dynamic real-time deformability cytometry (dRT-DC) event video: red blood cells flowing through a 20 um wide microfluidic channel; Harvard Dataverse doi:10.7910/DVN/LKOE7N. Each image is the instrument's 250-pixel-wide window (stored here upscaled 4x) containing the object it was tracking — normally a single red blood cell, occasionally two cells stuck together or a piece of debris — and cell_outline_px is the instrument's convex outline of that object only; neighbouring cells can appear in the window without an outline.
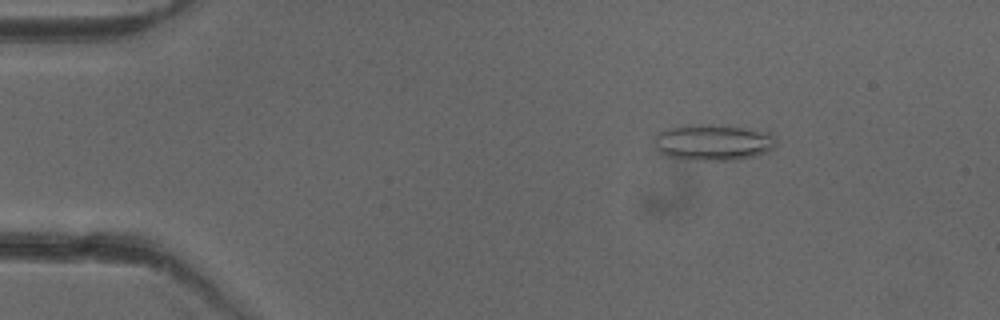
{"species": "common noctule bat (a hibernating species)", "species_latin": "Nyctalus noctula", "temperature_condition": "cold", "stored_images_in_passage": 52, "camera_frame_rate_fps": 3000, "um_per_image_px": 0.085, "animal": {"sex": "female"}, "frame": {"image": 1, "passage_image": 8, "time_ms": 2.333, "image_size_px": [1000, 320], "cell_outline_px": [[776, 144], [768, 152], [756, 156], [736, 160], [696, 160], [668, 156], [660, 152], [652, 140], [656, 132], [668, 128], [700, 124], [712, 124], [744, 128], [768, 132], [776, 140]], "centroid_in_image_um": [60.6, 12.1], "position_along_channel_um": 24.4, "area_um2": 25.66}}
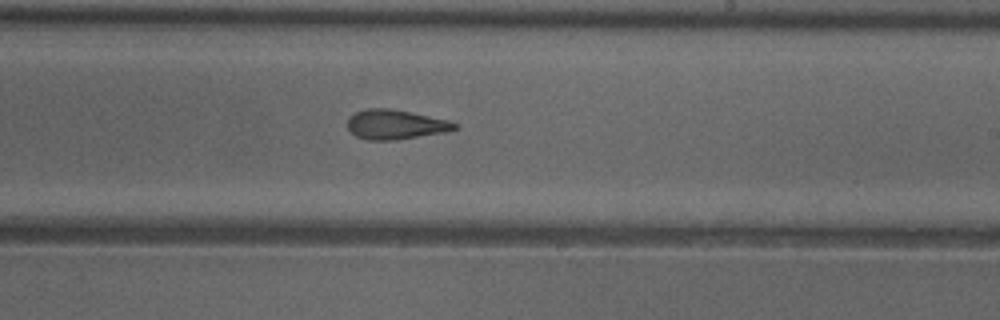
{"frame": {"image": 2, "passage_image": 31, "time_ms": 10.0, "image_size_px": [1000, 320], "cell_outline_px": [[460, 128], [444, 132], [392, 140], [368, 140], [356, 136], [348, 128], [348, 116], [356, 112], [368, 108], [388, 108], [412, 112], [448, 120], [460, 124]], "centroid_in_image_um": [33.63, 10.57], "position_along_channel_um": 255.4, "area_um2": 18.44}}
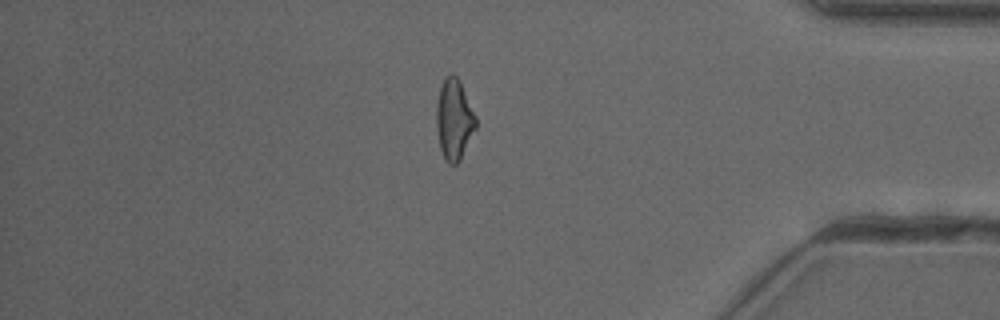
{"frame": {"image": 3, "passage_image": 44, "time_ms": 14.333, "image_size_px": [1000, 320], "cell_outline_px": [[476, 128], [460, 160], [456, 164], [448, 164], [444, 160], [440, 148], [436, 128], [436, 108], [440, 88], [444, 76], [452, 72], [460, 80], [476, 116]], "centroid_in_image_um": [38.59, 10.14], "position_along_channel_um": 396.6, "area_um2": 18.73}, "authors_computed_cell_mechanics": {"area_um2": 19.0451, "velocity_mm_per_s": 3.9919, "shape_relaxation_time_tau1_ms": null, "shape_relaxation_time_tau2_ms": 2.294, "deformation_change_tau1": null, "deformation_change_tau2": 0.1175}}